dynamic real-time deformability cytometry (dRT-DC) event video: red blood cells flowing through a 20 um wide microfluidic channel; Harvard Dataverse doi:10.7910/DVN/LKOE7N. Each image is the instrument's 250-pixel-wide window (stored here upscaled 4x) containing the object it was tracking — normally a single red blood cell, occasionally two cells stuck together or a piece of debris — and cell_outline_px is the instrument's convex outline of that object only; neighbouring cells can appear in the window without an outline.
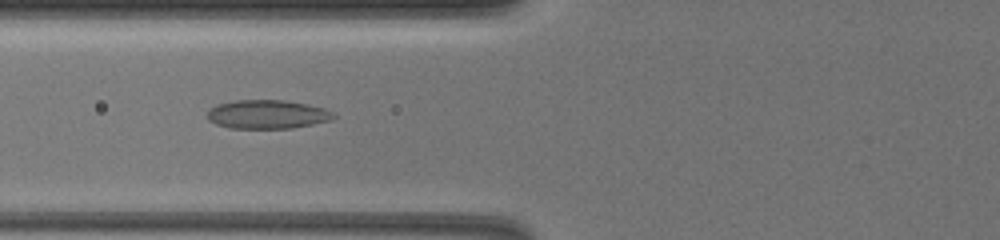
{"species": "common noctule bat (a hibernating species)", "species_latin": "Nyctalus noctula", "temperature_condition": "warm", "stored_images_in_passage": 45, "camera_frame_rate_fps": 3000, "um_per_image_px": 0.085, "animal": {"sex": "female", "body_mass_g": 19.5, "forearm_length_mm": 54.1}, "frame": {"image": 1, "passage_image": 8, "time_ms": 2.333, "image_size_px": [1000, 240], "cell_outline_px": [[336, 116], [332, 120], [292, 128], [228, 128], [216, 124], [208, 120], [208, 108], [216, 104], [236, 100], [284, 100], [308, 104], [324, 108], [332, 112]], "centroid_in_image_um": [22.7, 9.71], "position_along_channel_um": 103.1, "area_um2": 21.27}}
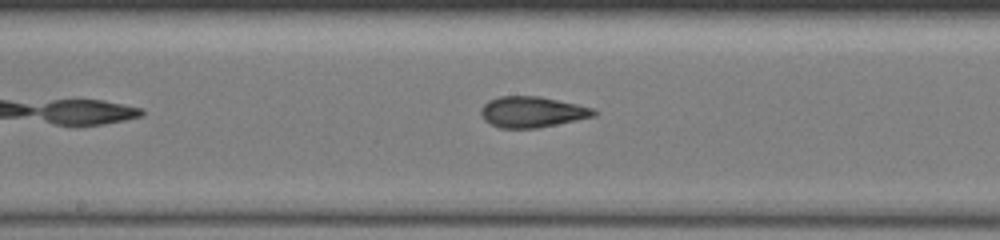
{"frame": {"image": 2, "passage_image": 17, "time_ms": 5.333, "image_size_px": [1000, 240], "cell_outline_px": [[600, 112], [596, 116], [536, 128], [500, 128], [484, 120], [480, 112], [480, 108], [488, 100], [500, 96], [540, 96], [576, 104], [592, 108]], "centroid_in_image_um": [45.23, 9.51], "position_along_channel_um": 203.0, "area_um2": 20.29}}
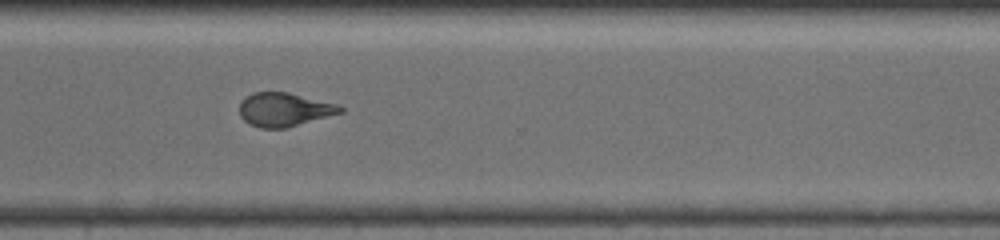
{"frame": {"image": 3, "passage_image": 30, "time_ms": 9.667, "image_size_px": [1000, 240], "cell_outline_px": [[344, 112], [284, 128], [260, 128], [248, 124], [240, 116], [240, 104], [252, 92], [288, 92], [340, 104], [344, 108]], "centroid_in_image_um": [24.19, 9.31], "position_along_channel_um": 346.4, "area_um2": 19.77}, "authors_computed_cell_mechanics": {"area_um2": 20.4612, "velocity_mm_per_s": 3.318, "shape_relaxation_time_tau1_ms": null, "shape_relaxation_time_tau2_ms": 1.4699, "deformation_change_tau1": null, "deformation_change_tau2": 0.0845}}